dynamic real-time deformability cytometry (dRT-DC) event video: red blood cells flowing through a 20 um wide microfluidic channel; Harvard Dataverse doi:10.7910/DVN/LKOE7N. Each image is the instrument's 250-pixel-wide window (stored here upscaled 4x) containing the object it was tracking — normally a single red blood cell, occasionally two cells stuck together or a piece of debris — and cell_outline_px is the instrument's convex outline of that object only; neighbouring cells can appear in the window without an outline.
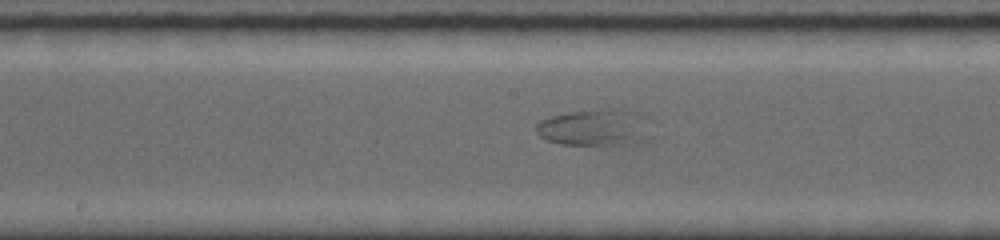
{"species": "common noctule bat (a hibernating species)", "species_latin": "Nyctalus noctula", "temperature_condition": "room temperature", "stored_images_in_passage": 32, "camera_frame_rate_fps": 5000, "um_per_image_px": 0.085, "animal": {"sex": "female", "body_mass_g": 19.0, "forearm_length_mm": 56.7}, "frame": {"image": 1, "passage_image": 13, "time_ms": 7.8, "image_size_px": [1000, 240], "cell_outline_px": [[660, 136], [652, 140], [640, 144], [600, 148], [560, 144], [548, 140], [540, 136], [536, 132], [536, 124], [540, 120], [548, 116], [568, 112], [608, 108], [616, 108], [636, 112], [656, 120]], "centroid_in_image_um": [50.88, 10.9], "position_along_channel_um": 197.3, "area_um2": 27.63}}
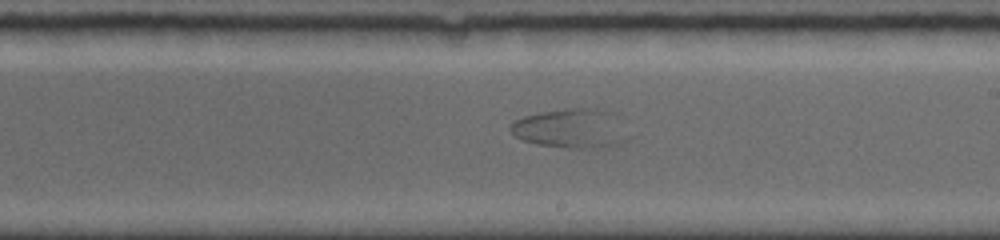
{"frame": {"image": 2, "passage_image": 16, "time_ms": 9.0, "image_size_px": [1000, 240], "cell_outline_px": [[636, 136], [628, 140], [604, 148], [568, 148], [536, 144], [524, 140], [516, 136], [508, 128], [512, 120], [524, 116], [540, 112], [568, 108], [608, 108]], "centroid_in_image_um": [48.65, 10.91], "position_along_channel_um": 240.3, "area_um2": 27.98}}
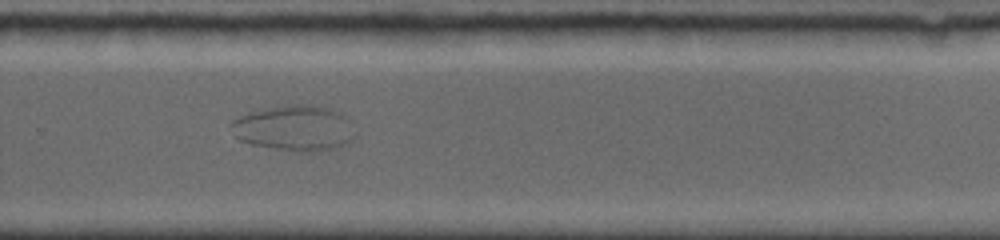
{"frame": {"image": 3, "passage_image": 21, "time_ms": 10.8, "image_size_px": [1000, 240], "cell_outline_px": [[356, 136], [352, 140], [340, 148], [312, 152], [300, 152], [272, 148], [252, 144], [240, 140], [236, 136], [228, 124], [232, 120], [240, 116], [252, 112], [268, 108], [292, 104], [312, 104], [328, 108], [340, 112], [344, 116]], "centroid_in_image_um": [25.03, 10.9], "position_along_channel_um": 304.8, "area_um2": 32.89}}